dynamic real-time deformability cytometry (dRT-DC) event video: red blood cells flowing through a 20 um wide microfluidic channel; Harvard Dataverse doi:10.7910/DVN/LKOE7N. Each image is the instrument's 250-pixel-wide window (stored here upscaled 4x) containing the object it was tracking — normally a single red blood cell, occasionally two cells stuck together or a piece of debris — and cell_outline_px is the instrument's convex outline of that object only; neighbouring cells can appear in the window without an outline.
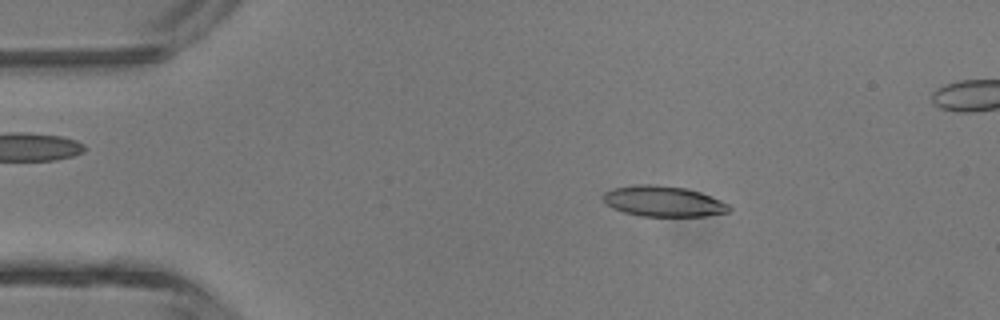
{"species": "common noctule bat (a hibernating species)", "species_latin": "Nyctalus noctula", "temperature_condition": "room temperature", "stored_images_in_passage": 5, "camera_frame_rate_fps": 3000, "um_per_image_px": 0.085, "animal": {"sex": "male", "body_mass_g": 13.3}, "frame": {"image": 1, "passage_image": 3, "time_ms": 2.333, "image_size_px": [1000, 320], "cell_outline_px": [[732, 208], [728, 212], [704, 216], [640, 216], [624, 212], [612, 208], [604, 200], [604, 192], [612, 188], [636, 184], [652, 184], [684, 188], [700, 192], [720, 200], [728, 204]], "centroid_in_image_um": [56.38, 17.11], "position_along_channel_um": 28.6, "area_um2": 22.37}}